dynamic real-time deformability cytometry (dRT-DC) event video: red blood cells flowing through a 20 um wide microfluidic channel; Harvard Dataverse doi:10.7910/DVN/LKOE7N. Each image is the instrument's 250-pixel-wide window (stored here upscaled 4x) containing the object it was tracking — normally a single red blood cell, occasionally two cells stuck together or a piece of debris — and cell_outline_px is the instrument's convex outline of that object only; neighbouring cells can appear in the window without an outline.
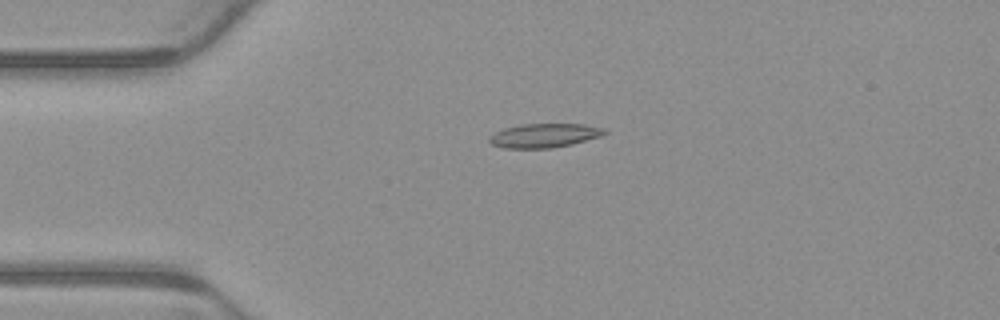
{"species": "common noctule bat (a hibernating species)", "species_latin": "Nyctalus noctula", "temperature_condition": "warm", "stored_images_in_passage": 4, "camera_frame_rate_fps": 3000, "um_per_image_px": 0.085, "animal": {"sex": "male", "body_mass_g": 23.1, "forearm_length_mm": 52.7}, "frame": {"image": 1, "passage_image": 1, "time_ms": 0.0, "image_size_px": [1000, 320], "cell_outline_px": [[608, 132], [600, 136], [572, 144], [552, 148], [504, 148], [492, 144], [488, 140], [488, 136], [504, 128], [520, 124], [584, 124], [604, 128]], "centroid_in_image_um": [46.25, 11.51], "position_along_channel_um": 38.8, "area_um2": 16.13}}
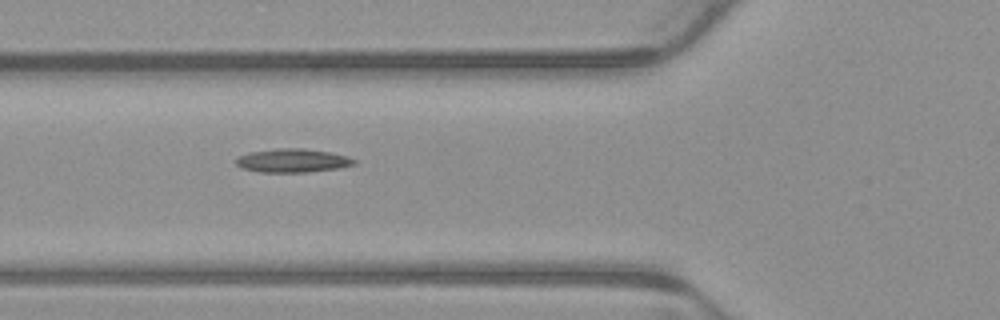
{"frame": {"image": 2, "passage_image": 3, "time_ms": 0.667, "image_size_px": [1000, 320], "cell_outline_px": [[356, 164], [336, 168], [308, 172], [260, 172], [240, 168], [236, 164], [236, 160], [240, 156], [248, 152], [280, 148], [304, 148], [332, 152], [348, 156], [356, 160]], "centroid_in_image_um": [24.88, 13.64], "position_along_channel_um": 100.9, "area_um2": 16.3}}
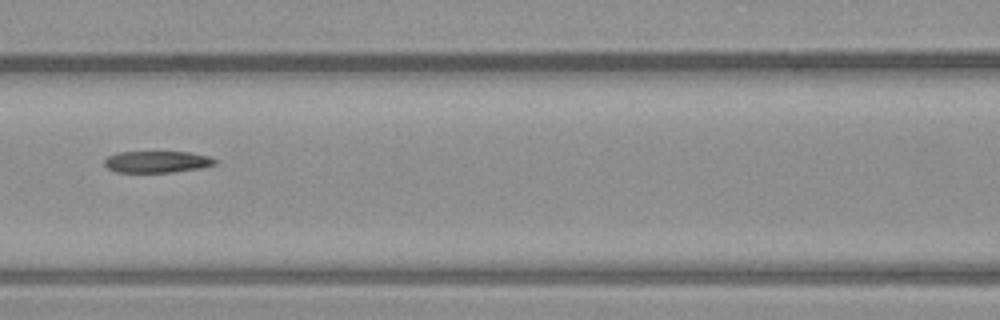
{"frame": {"image": 3, "passage_image": 4, "time_ms": 1.0, "image_size_px": [1000, 320], "cell_outline_px": [[216, 164], [200, 168], [172, 172], [116, 172], [108, 168], [104, 164], [104, 160], [108, 156], [120, 152], [188, 152], [208, 156], [216, 160]], "centroid_in_image_um": [13.33, 13.75], "position_along_channel_um": 153.3, "area_um2": 13.81}}